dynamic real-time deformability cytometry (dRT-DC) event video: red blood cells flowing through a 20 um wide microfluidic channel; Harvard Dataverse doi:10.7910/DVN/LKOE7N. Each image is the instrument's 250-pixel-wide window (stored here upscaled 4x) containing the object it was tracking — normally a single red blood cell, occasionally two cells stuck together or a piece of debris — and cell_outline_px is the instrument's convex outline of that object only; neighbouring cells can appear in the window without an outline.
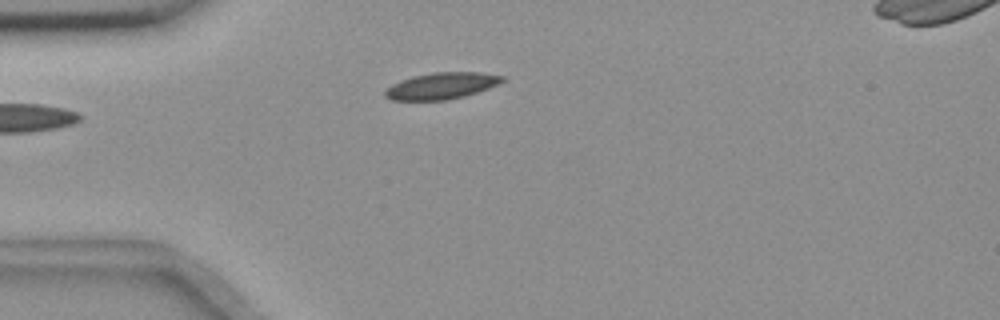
{"species": "common noctule bat (a hibernating species)", "species_latin": "Nyctalus noctula", "temperature_condition": "room temperature", "stored_images_in_passage": 8, "camera_frame_rate_fps": 3000, "um_per_image_px": 0.085, "animal": {"sex": "female", "body_mass_g": 18.4}, "frame": {"image": 1, "passage_image": 3, "time_ms": 3.0, "image_size_px": [1000, 320], "cell_outline_px": [[504, 80], [488, 88], [464, 96], [444, 100], [392, 100], [384, 96], [384, 92], [392, 84], [400, 80], [412, 76], [432, 72], [480, 72], [504, 76]], "centroid_in_image_um": [37.49, 7.29], "position_along_channel_um": 47.5, "area_um2": 17.98}}
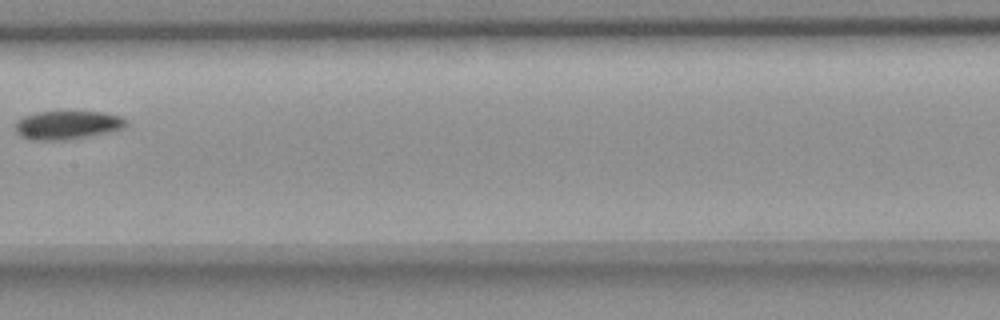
{"frame": {"image": 2, "passage_image": 7, "time_ms": 7.667, "image_size_px": [1000, 320], "cell_outline_px": [[128, 124], [124, 128], [108, 132], [88, 136], [64, 140], [32, 140], [20, 136], [16, 132], [16, 120], [24, 116], [36, 112], [104, 112], [120, 116], [128, 120]], "centroid_in_image_um": [5.73, 10.63], "position_along_channel_um": 201.7, "area_um2": 18.44}}
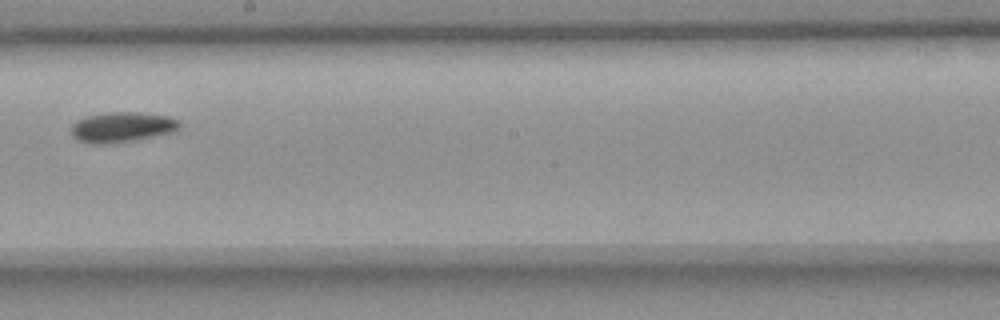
{"frame": {"image": 3, "passage_image": 8, "time_ms": 8.667, "image_size_px": [1000, 320], "cell_outline_px": [[184, 124], [180, 128], [172, 132], [136, 140], [112, 144], [88, 144], [76, 140], [72, 136], [72, 124], [76, 120], [84, 116], [108, 112], [136, 112], [168, 116], [180, 120]], "centroid_in_image_um": [10.37, 10.81], "position_along_channel_um": 237.8, "area_um2": 19.54}}